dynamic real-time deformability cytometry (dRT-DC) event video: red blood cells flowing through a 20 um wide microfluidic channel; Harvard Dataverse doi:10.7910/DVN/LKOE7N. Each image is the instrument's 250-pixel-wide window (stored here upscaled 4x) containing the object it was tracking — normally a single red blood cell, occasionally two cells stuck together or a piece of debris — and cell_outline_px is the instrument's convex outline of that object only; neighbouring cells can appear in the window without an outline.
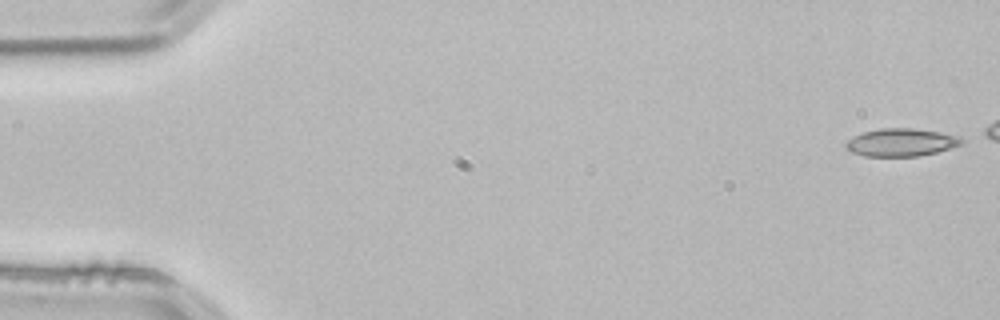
{"species": "common noctule bat (a hibernating species)", "species_latin": "Nyctalus noctula", "temperature_condition": "room temperature", "stored_images_in_passage": 46, "camera_frame_rate_fps": 3000, "um_per_image_px": 0.085, "animal": {"sex": "male", "body_mass_g": 21.5, "forearm_length_mm": 52.0}, "frame": {"image": 1, "passage_image": 1, "time_ms": 0.0, "image_size_px": [1000, 320], "cell_outline_px": [[964, 144], [952, 148], [920, 156], [864, 156], [852, 152], [844, 148], [844, 144], [852, 136], [864, 132], [880, 128], [916, 128], [940, 132], [956, 136], [964, 140]], "centroid_in_image_um": [76.59, 12.1], "position_along_channel_um": 8.4, "area_um2": 18.9}}
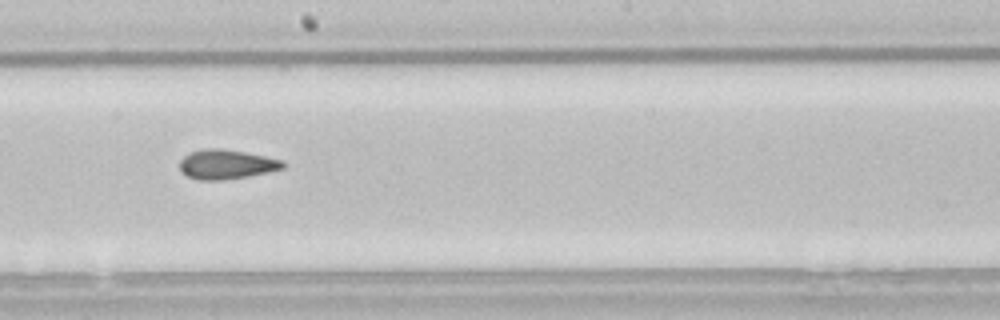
{"frame": {"image": 2, "passage_image": 29, "time_ms": 9.333, "image_size_px": [1000, 320], "cell_outline_px": [[284, 168], [268, 172], [248, 176], [224, 180], [196, 180], [180, 172], [180, 160], [188, 152], [204, 148], [220, 148], [244, 152], [264, 156], [280, 160], [284, 164]], "centroid_in_image_um": [19.18, 13.97], "position_along_channel_um": 229.0, "area_um2": 17.74}}
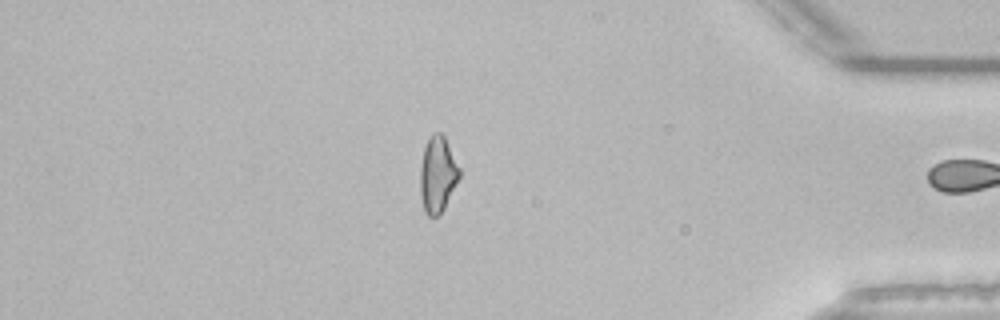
{"frame": {"image": 3, "passage_image": 45, "time_ms": 14.667, "image_size_px": [1000, 320], "cell_outline_px": [[460, 176], [444, 208], [436, 216], [428, 216], [424, 212], [420, 196], [420, 168], [424, 148], [432, 132], [440, 132], [444, 136], [460, 168]], "centroid_in_image_um": [37.18, 14.83], "position_along_channel_um": 398.0, "area_um2": 17.28}, "authors_computed_cell_mechanics": {"area_um2": 17.9758, "velocity_mm_per_s": 3.8578, "shape_relaxation_time_tau1_ms": null, "shape_relaxation_time_tau2_ms": 2.8119, "deformation_change_tau1": null, "deformation_change_tau2": 0.1126}}